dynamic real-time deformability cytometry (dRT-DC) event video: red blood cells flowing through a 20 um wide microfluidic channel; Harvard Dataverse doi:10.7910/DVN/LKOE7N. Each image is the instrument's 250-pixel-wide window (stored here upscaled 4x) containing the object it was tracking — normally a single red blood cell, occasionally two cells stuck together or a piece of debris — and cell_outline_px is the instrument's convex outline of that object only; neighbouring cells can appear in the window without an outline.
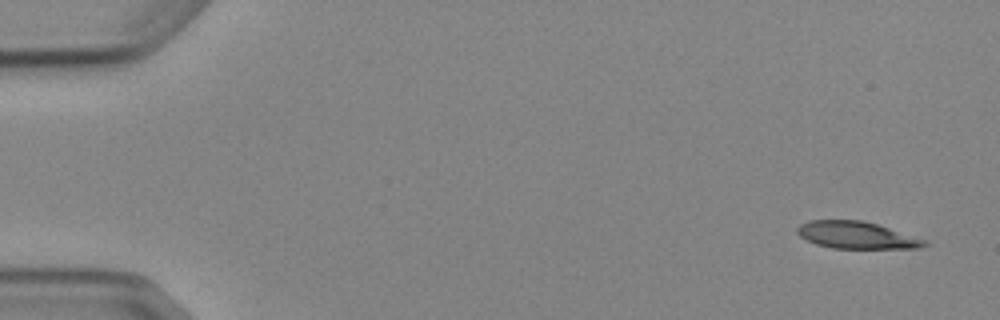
{"species": "Egyptian fruit bat (a non-hibernating species)", "species_latin": "Rousettus aegyptiacus", "temperature_condition": "cold", "stored_images_in_passage": 7, "camera_frame_rate_fps": 3000, "um_per_image_px": 0.085, "animal": {"sex": "female"}, "frame": {"image": 1, "passage_image": 1, "time_ms": 0.0, "image_size_px": [1000, 320], "cell_outline_px": [[928, 244], [920, 248], [832, 248], [816, 244], [800, 236], [796, 232], [796, 228], [800, 224], [808, 220], [860, 220], [876, 224], [928, 240]], "centroid_in_image_um": [72.8, 19.98], "position_along_channel_um": 12.2, "area_um2": 20.0}}
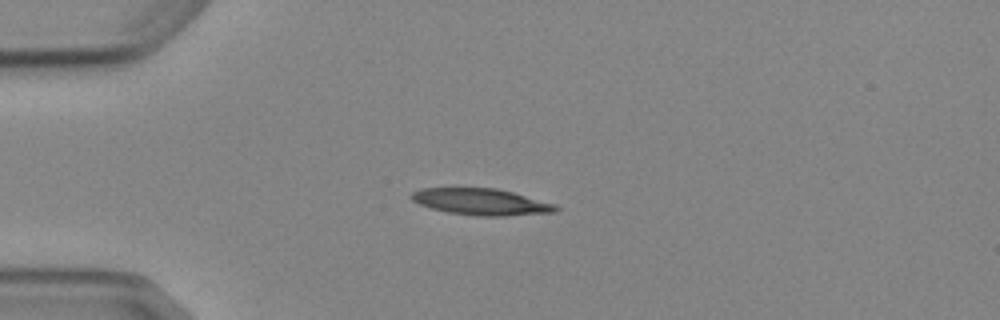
{"frame": {"image": 2, "passage_image": 4, "time_ms": 3.667, "image_size_px": [1000, 320], "cell_outline_px": [[560, 208], [556, 212], [504, 216], [480, 216], [448, 212], [432, 208], [420, 204], [412, 200], [408, 196], [412, 192], [420, 188], [496, 188], [512, 192], [556, 204]], "centroid_in_image_um": [40.9, 17.15], "position_along_channel_um": 44.1, "area_um2": 22.25}}
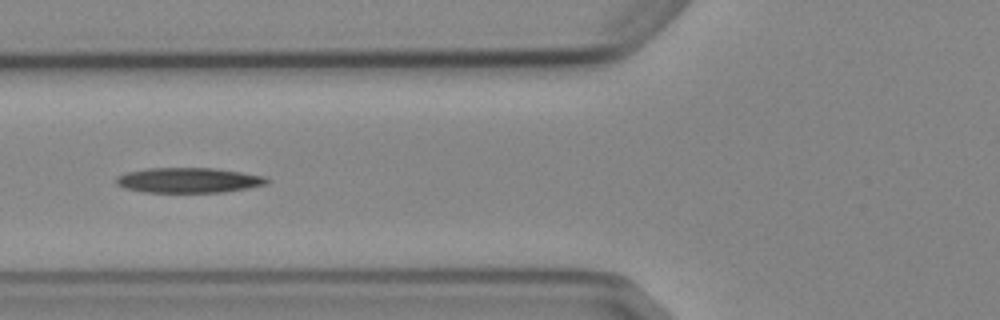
{"frame": {"image": 3, "passage_image": 6, "time_ms": 6.0, "image_size_px": [1000, 320], "cell_outline_px": [[272, 180], [268, 184], [248, 188], [224, 192], [144, 192], [124, 188], [116, 184], [116, 176], [128, 172], [148, 168], [212, 168], [240, 172], [264, 176]], "centroid_in_image_um": [16.05, 15.32], "position_along_channel_um": 109.8, "area_um2": 22.08}}